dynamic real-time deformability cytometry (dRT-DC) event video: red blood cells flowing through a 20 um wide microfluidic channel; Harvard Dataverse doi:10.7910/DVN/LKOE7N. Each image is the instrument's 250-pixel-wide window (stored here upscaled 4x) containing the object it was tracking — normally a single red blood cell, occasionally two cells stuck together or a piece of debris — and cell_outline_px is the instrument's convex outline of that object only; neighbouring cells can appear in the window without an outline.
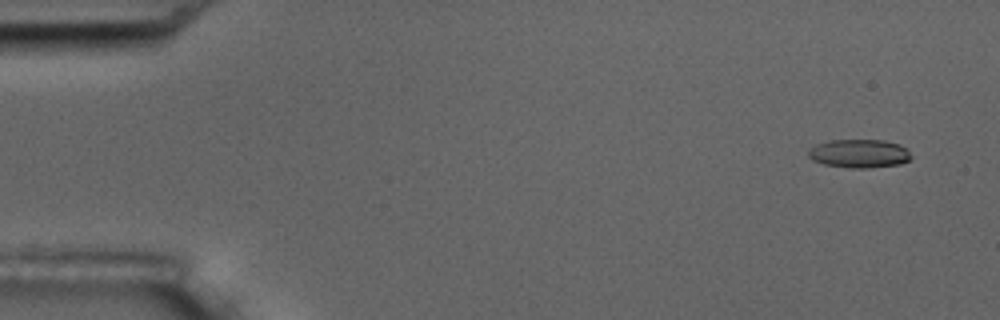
{"species": "common noctule bat (a hibernating species)", "species_latin": "Nyctalus noctula", "temperature_condition": "room temperature", "stored_images_in_passage": 4, "camera_frame_rate_fps": 3000, "um_per_image_px": 0.085, "animal": {"sex": "male", "body_mass_g": 17.5, "forearm_length_mm": 52.3}, "frame": {"image": 1, "passage_image": 1, "time_ms": 0.0, "image_size_px": [1000, 320], "cell_outline_px": [[912, 156], [908, 160], [900, 164], [868, 168], [848, 168], [824, 164], [812, 160], [808, 156], [808, 148], [816, 144], [832, 140], [884, 140], [900, 144], [908, 148]], "centroid_in_image_um": [73.04, 13.05], "position_along_channel_um": 12.0, "area_um2": 17.28}}
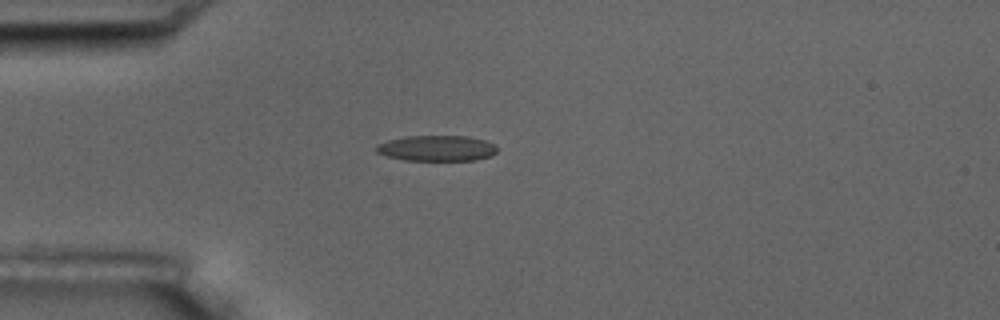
{"frame": {"image": 2, "passage_image": 4, "time_ms": 4.0, "image_size_px": [1000, 320], "cell_outline_px": [[496, 152], [492, 156], [476, 160], [404, 160], [388, 156], [376, 152], [376, 144], [388, 140], [404, 136], [468, 136], [484, 140], [496, 144]], "centroid_in_image_um": [37.14, 12.59], "position_along_channel_um": 47.9, "area_um2": 18.15}}